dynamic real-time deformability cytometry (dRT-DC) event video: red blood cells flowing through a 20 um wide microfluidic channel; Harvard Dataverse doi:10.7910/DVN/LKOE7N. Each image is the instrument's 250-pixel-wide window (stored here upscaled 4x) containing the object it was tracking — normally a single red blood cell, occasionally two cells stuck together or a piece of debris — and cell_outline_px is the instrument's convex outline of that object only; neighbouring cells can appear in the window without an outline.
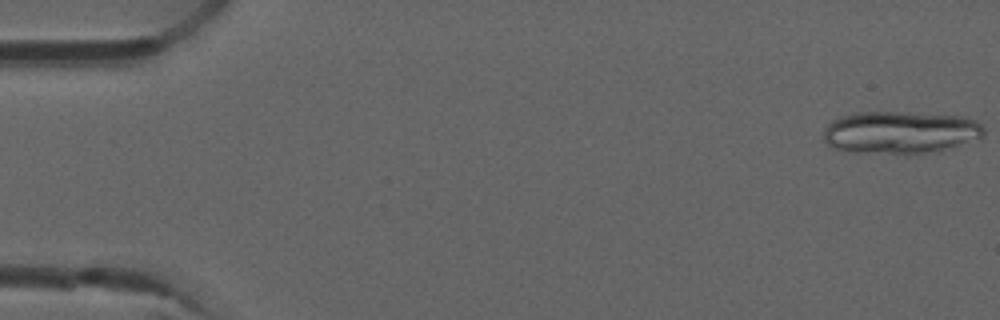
{"species": "common noctule bat (a hibernating species)", "species_latin": "Nyctalus noctula", "temperature_condition": "room temperature", "stored_images_in_passage": 18, "camera_frame_rate_fps": 3000, "um_per_image_px": 0.085, "animal": {"sex": "male", "forearm_length_mm": 52.5}, "frame": {"image": 1, "passage_image": 1, "time_ms": 0.0, "image_size_px": [1000, 320], "cell_outline_px": [[984, 136], [980, 140], [940, 152], [908, 156], [848, 152], [836, 148], [828, 144], [824, 140], [824, 128], [832, 120], [840, 116], [856, 112], [900, 112], [968, 116], [976, 120], [984, 128]], "centroid_in_image_um": [76.6, 11.29], "position_along_channel_um": 8.4, "area_um2": 41.33}}